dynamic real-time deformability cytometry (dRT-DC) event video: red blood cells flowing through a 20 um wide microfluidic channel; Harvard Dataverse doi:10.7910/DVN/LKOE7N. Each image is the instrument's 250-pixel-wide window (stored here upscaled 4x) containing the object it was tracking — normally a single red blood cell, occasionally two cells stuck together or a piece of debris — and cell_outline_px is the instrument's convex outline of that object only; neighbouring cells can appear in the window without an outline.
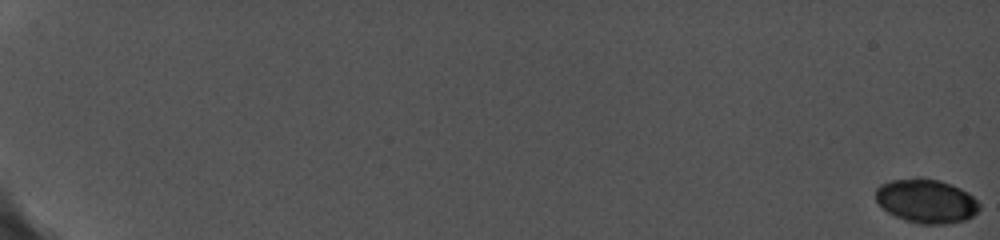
{"species": "common noctule bat (a hibernating species)", "species_latin": "Nyctalus noctula", "temperature_condition": "cold", "stored_images_in_passage": 22, "camera_frame_rate_fps": 5000, "um_per_image_px": 0.085, "animal": {"sex": "female", "body_mass_g": 19.0, "forearm_length_mm": 56.7}, "frame": {"image": 1, "passage_image": 1, "time_ms": 0.0, "image_size_px": [1000, 240], "cell_outline_px": [[980, 208], [972, 216], [964, 220], [944, 224], [920, 224], [904, 220], [888, 212], [876, 200], [876, 188], [880, 184], [892, 180], [916, 176], [920, 176], [940, 180], [952, 184], [968, 192], [980, 204]], "centroid_in_image_um": [78.73, 17.06], "position_along_channel_um": 6.3, "area_um2": 26.76}}
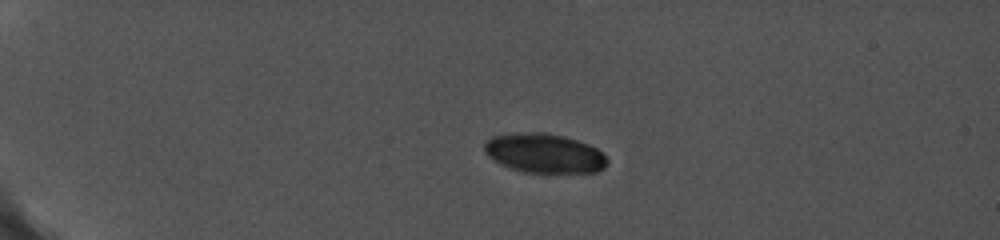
{"frame": {"image": 2, "passage_image": 15, "time_ms": 5.4, "image_size_px": [1000, 240], "cell_outline_px": [[608, 164], [604, 168], [596, 172], [548, 176], [544, 176], [524, 172], [500, 164], [492, 160], [484, 152], [484, 144], [492, 136], [536, 132], [540, 132], [564, 136], [588, 144], [604, 152], [608, 160]], "centroid_in_image_um": [46.33, 13.1], "position_along_channel_um": 38.7, "area_um2": 29.07}}